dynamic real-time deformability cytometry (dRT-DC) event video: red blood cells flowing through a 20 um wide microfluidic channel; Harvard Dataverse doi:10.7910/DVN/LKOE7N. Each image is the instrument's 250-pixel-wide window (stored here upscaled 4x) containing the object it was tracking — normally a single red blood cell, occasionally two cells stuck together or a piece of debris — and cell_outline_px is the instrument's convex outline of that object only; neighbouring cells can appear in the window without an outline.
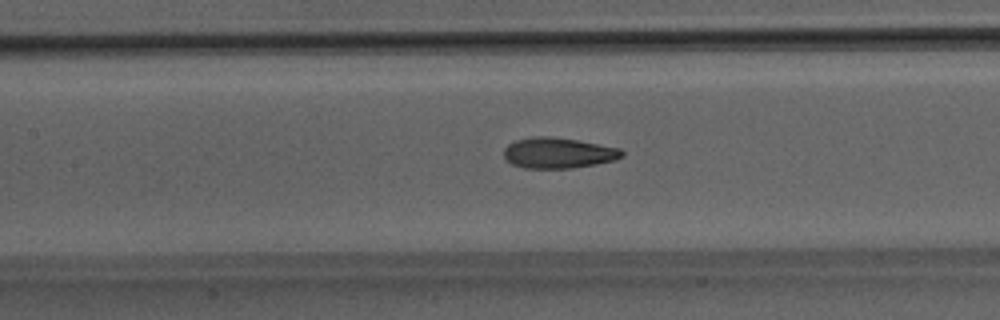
{"species": "Egyptian fruit bat (a non-hibernating species)", "species_latin": "Rousettus aegyptiacus", "temperature_condition": "room temperature", "stored_images_in_passage": 50, "camera_frame_rate_fps": 3000, "um_per_image_px": 0.085, "animal": {"sex": "male"}, "frame": {"image": 1, "passage_image": 23, "time_ms": 7.333, "image_size_px": [1000, 320], "cell_outline_px": [[624, 156], [616, 160], [596, 164], [572, 168], [524, 168], [512, 164], [504, 160], [504, 148], [508, 144], [516, 140], [536, 136], [548, 136], [576, 140], [620, 148], [624, 152]], "centroid_in_image_um": [47.44, 13.01], "position_along_channel_um": 160.0, "area_um2": 21.15}}
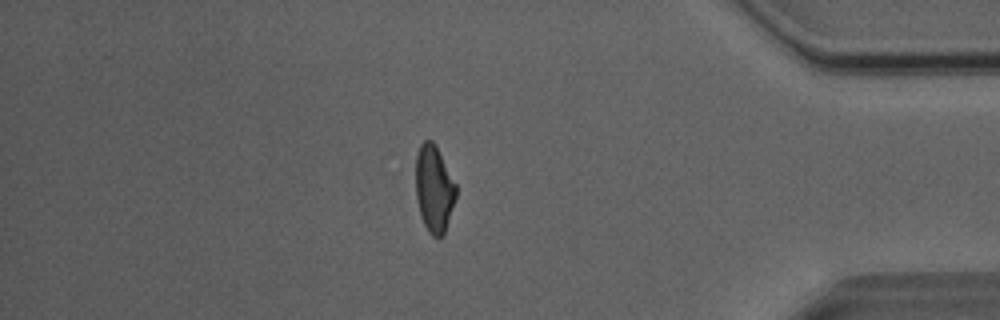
{"frame": {"image": 2, "passage_image": 43, "time_ms": 14.0, "image_size_px": [1000, 320], "cell_outline_px": [[456, 196], [444, 236], [432, 236], [428, 232], [424, 224], [420, 212], [416, 196], [416, 156], [420, 144], [424, 140], [432, 140], [436, 144], [456, 184]], "centroid_in_image_um": [36.9, 16.02], "position_along_channel_um": 398.3, "area_um2": 20.4}}
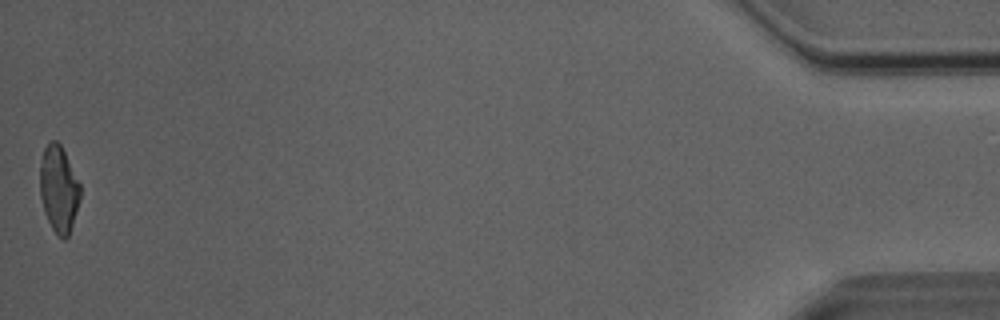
{"frame": {"image": 3, "passage_image": 50, "time_ms": 16.333, "image_size_px": [1000, 320], "cell_outline_px": [[80, 200], [68, 236], [64, 240], [56, 236], [44, 212], [40, 196], [40, 168], [44, 148], [48, 140], [56, 140], [60, 144], [80, 184]], "centroid_in_image_um": [4.98, 16.08], "position_along_channel_um": 430.2, "area_um2": 20.23}, "authors_computed_cell_mechanics": {"area_um2": 20.9814, "velocity_mm_per_s": 4.0802, "shape_relaxation_time_tau1_ms": 6.0802, "shape_relaxation_time_tau2_ms": 1.6451, "deformation_change_tau1": 0.2024, "deformation_change_tau2": 0.0912}}